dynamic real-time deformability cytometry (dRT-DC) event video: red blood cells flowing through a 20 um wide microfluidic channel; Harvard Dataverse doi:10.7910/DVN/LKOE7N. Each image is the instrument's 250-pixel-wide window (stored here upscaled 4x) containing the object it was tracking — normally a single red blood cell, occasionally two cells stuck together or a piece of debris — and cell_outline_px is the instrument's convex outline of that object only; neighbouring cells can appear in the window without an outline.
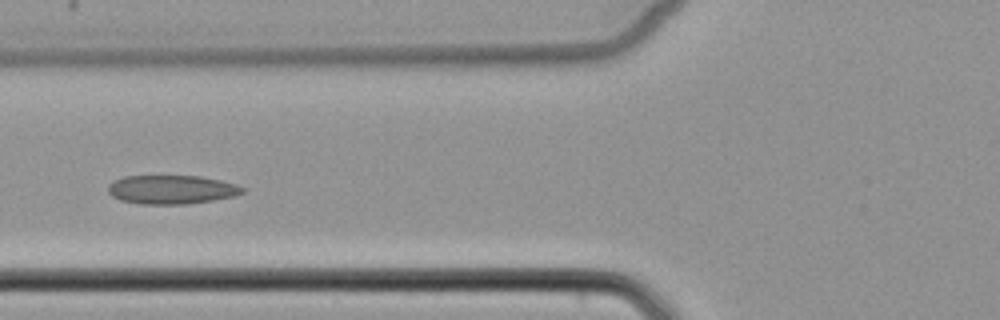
{"species": "common noctule bat (a hibernating species)", "species_latin": "Nyctalus noctula", "temperature_condition": "cold", "stored_images_in_passage": 6, "camera_frame_rate_fps": 3000, "um_per_image_px": 0.085, "animal": {"sex": "female", "body_mass_g": 22.7, "forearm_length_mm": 54.2}, "frame": {"image": 1, "passage_image": 6, "time_ms": 6.0, "image_size_px": [1000, 320], "cell_outline_px": [[244, 192], [232, 196], [212, 200], [188, 204], [140, 204], [120, 200], [112, 196], [108, 192], [108, 184], [112, 180], [124, 176], [200, 176], [220, 180], [236, 184], [244, 188]], "centroid_in_image_um": [14.53, 16.11], "position_along_channel_um": 111.3, "area_um2": 22.6}}